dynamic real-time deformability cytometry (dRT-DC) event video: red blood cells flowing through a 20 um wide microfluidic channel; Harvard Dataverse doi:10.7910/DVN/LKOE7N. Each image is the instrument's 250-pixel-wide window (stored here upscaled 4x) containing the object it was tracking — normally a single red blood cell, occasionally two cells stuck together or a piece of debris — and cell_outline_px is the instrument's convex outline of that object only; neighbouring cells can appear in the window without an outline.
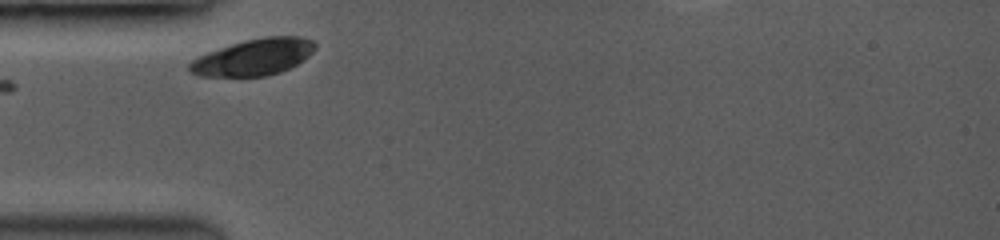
{"species": "common noctule bat (a hibernating species)", "species_latin": "Nyctalus noctula", "temperature_condition": "room temperature", "stored_images_in_passage": 18, "camera_frame_rate_fps": 3500, "um_per_image_px": 0.085, "animal": {"sex": "female", "body_mass_g": 19.0, "forearm_length_mm": 53.3}, "frame": {"image": 1, "passage_image": 1, "time_ms": 0.0, "image_size_px": [1000, 240], "cell_outline_px": [[316, 48], [304, 60], [280, 72], [264, 76], [200, 76], [188, 72], [188, 64], [192, 60], [208, 52], [244, 40], [268, 36], [300, 36], [312, 40], [316, 44]], "centroid_in_image_um": [21.56, 4.85], "position_along_channel_um": 63.4, "area_um2": 26.59}}
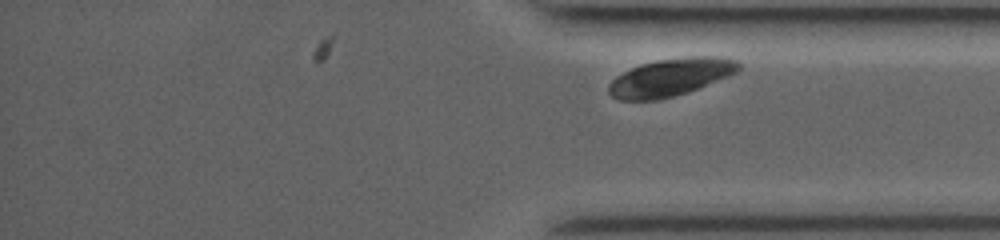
{"frame": {"image": 2, "passage_image": 18, "time_ms": 8.571, "image_size_px": [1000, 240], "cell_outline_px": [[740, 68], [736, 72], [728, 76], [688, 92], [660, 100], [620, 100], [612, 96], [608, 92], [608, 84], [616, 76], [640, 64], [656, 60], [688, 56], [724, 56], [736, 60], [740, 64]], "centroid_in_image_um": [57.0, 6.56], "position_along_channel_um": 378.2, "area_um2": 28.55}}